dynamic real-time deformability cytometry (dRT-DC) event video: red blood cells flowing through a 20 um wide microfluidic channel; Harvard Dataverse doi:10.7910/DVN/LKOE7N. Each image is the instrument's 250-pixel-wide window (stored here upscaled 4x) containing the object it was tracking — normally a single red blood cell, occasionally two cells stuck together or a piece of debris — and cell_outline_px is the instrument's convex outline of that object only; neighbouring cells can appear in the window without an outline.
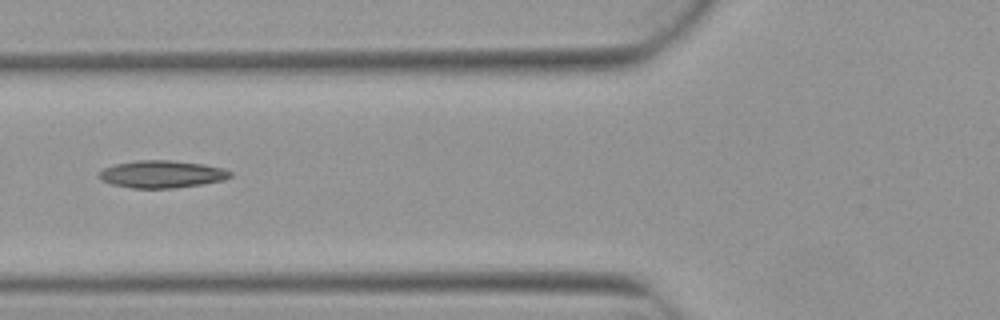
{"species": "Egyptian fruit bat (a non-hibernating species)", "species_latin": "Rousettus aegyptiacus", "temperature_condition": "warm", "stored_images_in_passage": 6, "camera_frame_rate_fps": 3000, "um_per_image_px": 0.085, "animal": {"sex": "female"}, "frame": {"image": 1, "passage_image": 5, "time_ms": 1.333, "image_size_px": [1000, 320], "cell_outline_px": [[232, 176], [224, 180], [200, 184], [172, 188], [132, 188], [112, 184], [100, 180], [96, 176], [96, 172], [104, 168], [116, 164], [136, 160], [172, 160], [204, 164], [224, 168], [232, 172]], "centroid_in_image_um": [13.72, 14.8], "position_along_channel_um": 112.1, "area_um2": 21.1}}
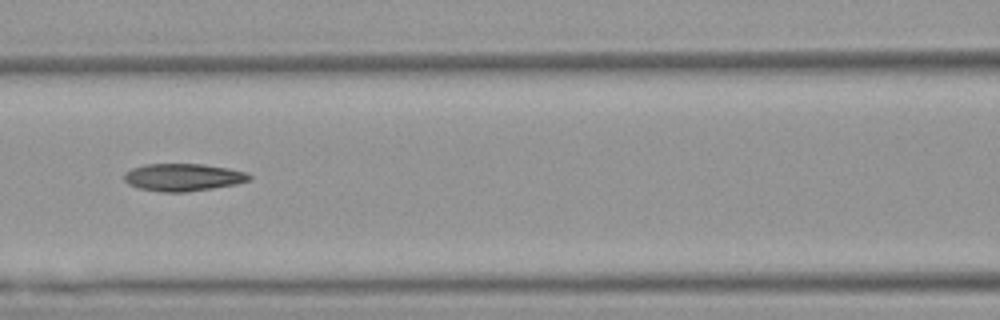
{"frame": {"image": 2, "passage_image": 6, "time_ms": 1.667, "image_size_px": [1000, 320], "cell_outline_px": [[252, 176], [248, 180], [236, 184], [212, 188], [184, 192], [160, 192], [140, 188], [128, 184], [124, 180], [124, 172], [132, 168], [144, 164], [204, 164], [228, 168], [244, 172]], "centroid_in_image_um": [15.52, 15.06], "position_along_channel_um": 151.1, "area_um2": 19.94}}